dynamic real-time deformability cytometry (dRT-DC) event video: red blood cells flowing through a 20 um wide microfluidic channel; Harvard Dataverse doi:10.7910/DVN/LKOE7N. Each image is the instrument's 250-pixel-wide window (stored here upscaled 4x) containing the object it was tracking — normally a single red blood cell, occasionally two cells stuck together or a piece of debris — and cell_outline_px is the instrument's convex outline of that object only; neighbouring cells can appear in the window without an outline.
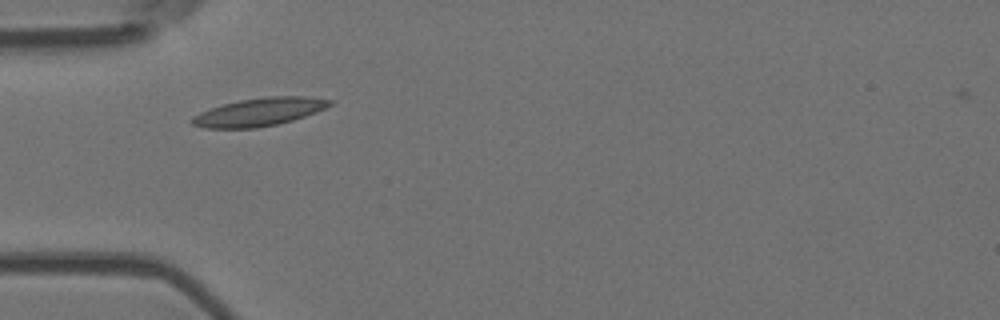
{"species": "Egyptian fruit bat (a non-hibernating species)", "species_latin": "Rousettus aegyptiacus", "temperature_condition": "room temperature", "stored_images_in_passage": 6, "camera_frame_rate_fps": 3000, "um_per_image_px": 0.085, "animal": {"sex": "female"}, "frame": {"image": 1, "passage_image": 1, "time_ms": 0.0, "image_size_px": [1000, 320], "cell_outline_px": [[332, 104], [316, 112], [292, 120], [276, 124], [256, 128], [204, 128], [192, 124], [192, 116], [200, 112], [224, 104], [240, 100], [268, 96], [304, 96], [332, 100]], "centroid_in_image_um": [22.03, 9.52], "position_along_channel_um": 63.0, "area_um2": 22.2}}
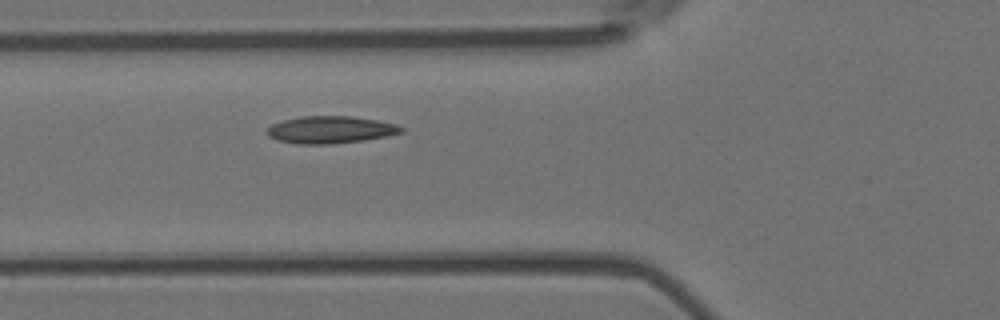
{"frame": {"image": 2, "passage_image": 4, "time_ms": 1.0, "image_size_px": [1000, 320], "cell_outline_px": [[404, 132], [388, 136], [364, 140], [332, 144], [296, 144], [276, 140], [268, 136], [268, 128], [272, 124], [284, 120], [300, 116], [352, 116], [376, 120], [396, 124], [404, 128]], "centroid_in_image_um": [28.1, 11.03], "position_along_channel_um": 97.7, "area_um2": 21.39}}